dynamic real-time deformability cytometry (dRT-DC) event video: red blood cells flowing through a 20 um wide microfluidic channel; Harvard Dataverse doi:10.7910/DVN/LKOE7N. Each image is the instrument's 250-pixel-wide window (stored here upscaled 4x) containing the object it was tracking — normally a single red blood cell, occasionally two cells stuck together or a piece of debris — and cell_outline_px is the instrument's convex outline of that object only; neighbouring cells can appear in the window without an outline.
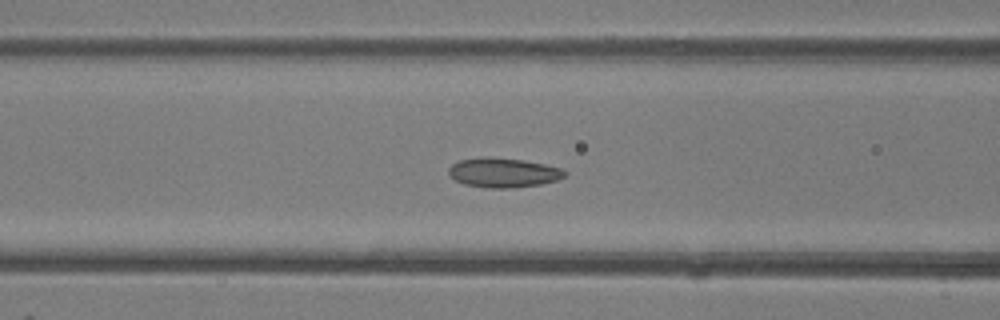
{"species": "common noctule bat (a hibernating species)", "species_latin": "Nyctalus noctula", "temperature_condition": "room temperature", "stored_images_in_passage": 49, "camera_frame_rate_fps": 3000, "um_per_image_px": 0.085, "animal": {"sex": "female"}, "frame": {"image": 1, "passage_image": 20, "time_ms": 6.333, "image_size_px": [1000, 320], "cell_outline_px": [[568, 172], [564, 176], [556, 180], [540, 184], [512, 188], [488, 188], [464, 184], [456, 180], [448, 172], [448, 168], [452, 164], [460, 160], [488, 156], [524, 160], [544, 164], [560, 168]], "centroid_in_image_um": [42.78, 14.67], "position_along_channel_um": 123.8, "area_um2": 19.88}}
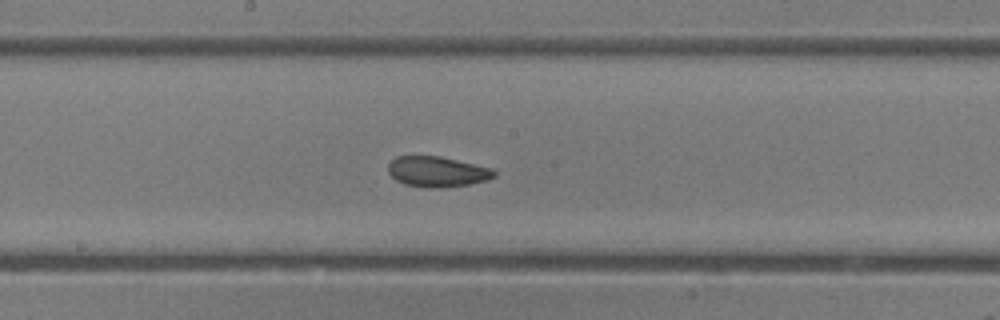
{"frame": {"image": 2, "passage_image": 26, "time_ms": 8.333, "image_size_px": [1000, 320], "cell_outline_px": [[496, 176], [488, 180], [468, 184], [444, 188], [428, 188], [404, 184], [396, 180], [388, 172], [388, 164], [396, 156], [440, 156], [492, 168], [496, 172]], "centroid_in_image_um": [37.16, 14.6], "position_along_channel_um": 211.0, "area_um2": 18.9}}
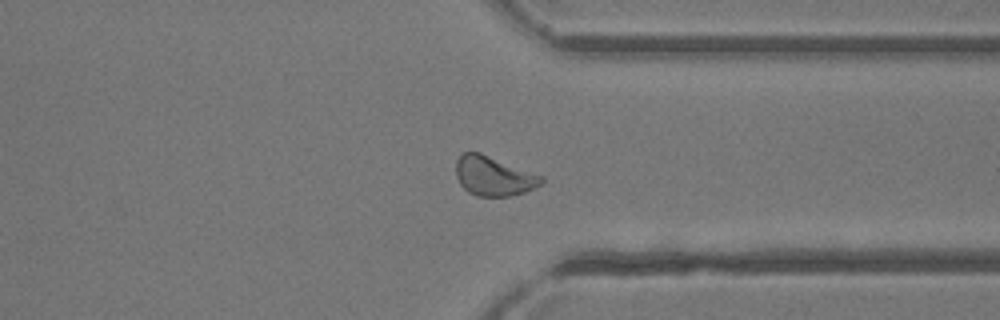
{"frame": {"image": 3, "passage_image": 37, "time_ms": 12.0, "image_size_px": [1000, 320], "cell_outline_px": [[544, 180], [540, 184], [524, 192], [508, 196], [476, 196], [468, 192], [460, 184], [456, 176], [456, 160], [464, 152], [480, 152], [544, 176]], "centroid_in_image_um": [41.94, 14.95], "position_along_channel_um": 369.5, "area_um2": 19.59}, "authors_computed_cell_mechanics": {"area_um2": 20.1144, "velocity_mm_per_s": 4.3628, "shape_relaxation_time_tau1_ms": 5.5986, "shape_relaxation_time_tau2_ms": 1.534, "deformation_change_tau1": 0.1239, "deformation_change_tau2": 0.07}}